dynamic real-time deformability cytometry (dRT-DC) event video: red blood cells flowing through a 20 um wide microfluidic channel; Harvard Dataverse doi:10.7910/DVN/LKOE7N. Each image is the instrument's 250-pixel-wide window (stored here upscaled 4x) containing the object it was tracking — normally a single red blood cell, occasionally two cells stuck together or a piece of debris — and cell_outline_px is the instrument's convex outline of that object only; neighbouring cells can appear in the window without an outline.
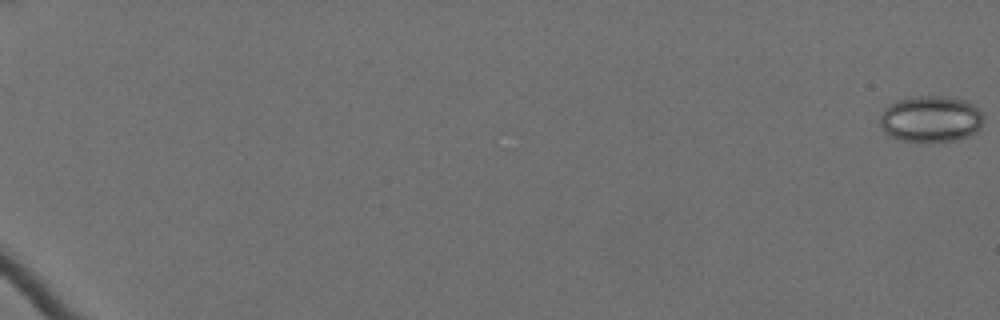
{"species": "Egyptian fruit bat (a non-hibernating species)", "species_latin": "Rousettus aegyptiacus", "temperature_condition": "cold", "stored_images_in_passage": 49, "camera_frame_rate_fps": 3000, "um_per_image_px": 0.085, "animal": {"sex": "female"}, "frame": {"image": 1, "passage_image": 1, "time_ms": 0.0, "image_size_px": [1000, 320], "cell_outline_px": [[984, 120], [980, 128], [976, 132], [968, 136], [956, 140], [896, 140], [884, 132], [880, 124], [880, 116], [884, 108], [888, 104], [896, 100], [916, 96], [948, 96], [964, 100], [972, 104], [984, 116]], "centroid_in_image_um": [79.1, 10.09], "position_along_channel_um": 5.9, "area_um2": 27.92}}
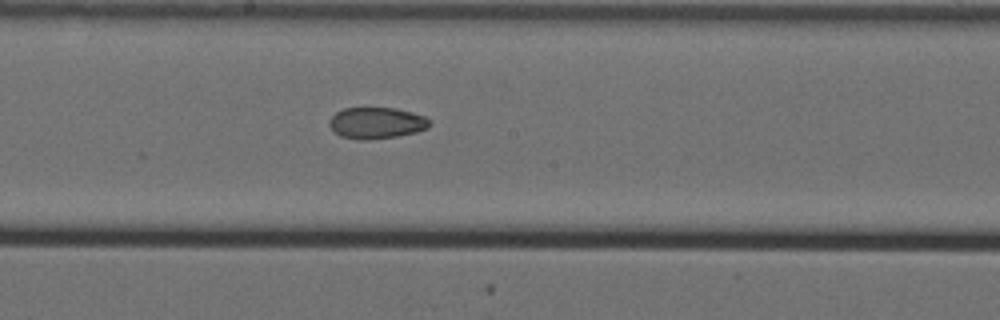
{"frame": {"image": 2, "passage_image": 39, "time_ms": 12.667, "image_size_px": [1000, 320], "cell_outline_px": [[428, 128], [416, 132], [396, 136], [364, 140], [356, 140], [340, 136], [328, 124], [328, 120], [336, 112], [344, 108], [396, 108], [412, 112], [424, 116], [428, 120]], "centroid_in_image_um": [31.96, 10.45], "position_along_channel_um": 216.2, "area_um2": 18.21}}
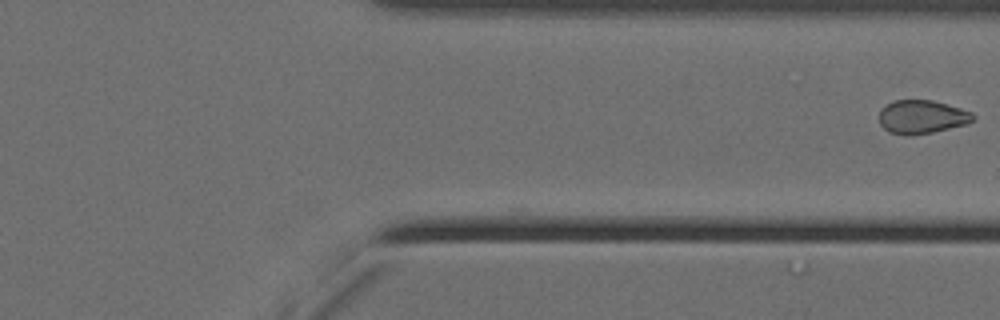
{"frame": {"image": 3, "passage_image": 49, "time_ms": 16.0, "image_size_px": [1000, 320], "cell_outline_px": [[976, 116], [968, 124], [932, 132], [912, 136], [904, 136], [888, 132], [880, 124], [880, 108], [896, 100], [932, 100], [960, 108], [972, 112]], "centroid_in_image_um": [78.35, 9.95], "position_along_channel_um": 333.0, "area_um2": 18.44}}